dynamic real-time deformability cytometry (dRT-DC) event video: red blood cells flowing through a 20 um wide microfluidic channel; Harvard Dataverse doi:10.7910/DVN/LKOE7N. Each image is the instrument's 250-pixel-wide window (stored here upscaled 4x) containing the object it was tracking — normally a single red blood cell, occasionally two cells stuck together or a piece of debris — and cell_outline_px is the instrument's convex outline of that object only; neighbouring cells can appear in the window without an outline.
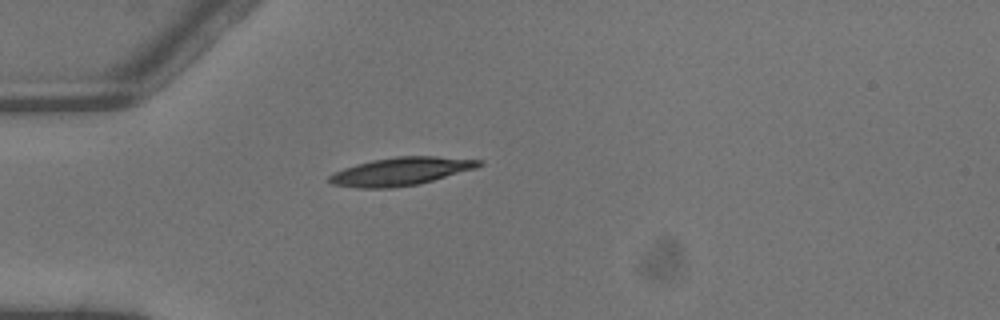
{"species": "common noctule bat (a hibernating species)", "species_latin": "Nyctalus noctula", "temperature_condition": "warm", "stored_images_in_passage": 1, "camera_frame_rate_fps": 3000, "um_per_image_px": 0.085, "animal": {"sex": "male", "body_mass_g": 13.3}, "frame": {"image": 1, "passage_image": 1, "time_ms": 0.0, "image_size_px": [1000, 320], "cell_outline_px": [[484, 164], [476, 168], [432, 180], [416, 184], [388, 188], [356, 188], [332, 184], [328, 180], [328, 176], [344, 168], [356, 164], [372, 160], [396, 156], [436, 156], [484, 160]], "centroid_in_image_um": [34.08, 14.56], "position_along_channel_um": 50.9, "area_um2": 24.28}}